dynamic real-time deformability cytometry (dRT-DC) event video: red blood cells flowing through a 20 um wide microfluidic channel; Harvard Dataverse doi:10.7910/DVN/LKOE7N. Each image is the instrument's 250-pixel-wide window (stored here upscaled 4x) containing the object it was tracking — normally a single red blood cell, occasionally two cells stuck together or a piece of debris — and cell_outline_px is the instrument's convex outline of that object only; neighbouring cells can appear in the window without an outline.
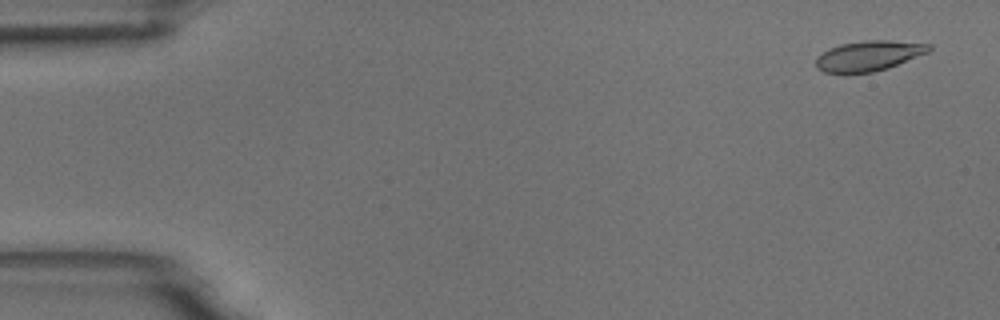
{"species": "common noctule bat (a hibernating species)", "species_latin": "Nyctalus noctula", "temperature_condition": "room temperature", "stored_images_in_passage": 55, "camera_frame_rate_fps": 3000, "um_per_image_px": 0.085, "animal": {"sex": "male", "body_mass_g": 18.8}, "frame": {"image": 1, "passage_image": 3, "time_ms": 0.667, "image_size_px": [1000, 320], "cell_outline_px": [[932, 48], [928, 52], [888, 68], [872, 72], [824, 72], [816, 68], [816, 56], [828, 48], [840, 44], [864, 40], [888, 40], [932, 44]], "centroid_in_image_um": [73.83, 4.72], "position_along_channel_um": 11.2, "area_um2": 19.83}}
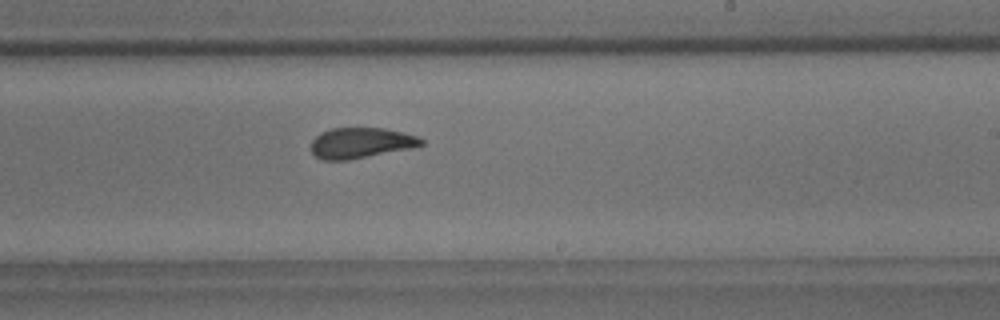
{"frame": {"image": 2, "passage_image": 33, "time_ms": 10.667, "image_size_px": [1000, 320], "cell_outline_px": [[424, 144], [412, 148], [348, 160], [324, 160], [316, 156], [312, 152], [312, 140], [320, 132], [332, 128], [384, 128], [404, 132], [416, 136], [424, 140]], "centroid_in_image_um": [30.68, 12.14], "position_along_channel_um": 258.3, "area_um2": 19.59}}
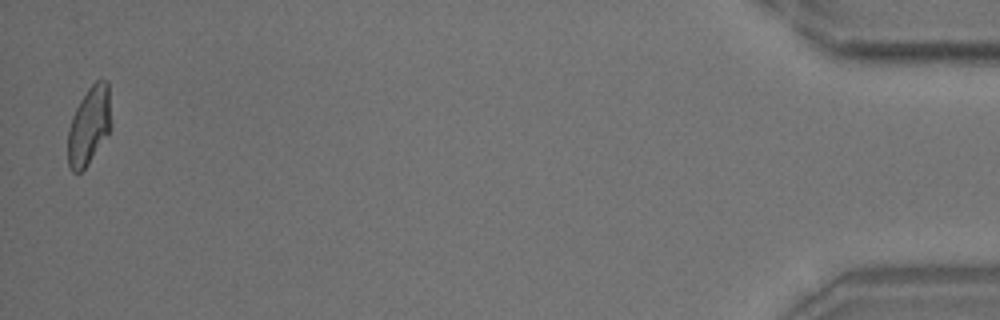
{"frame": {"image": 3, "passage_image": 54, "time_ms": 17.667, "image_size_px": [1000, 320], "cell_outline_px": [[112, 128], [88, 164], [80, 172], [72, 172], [68, 164], [68, 128], [72, 116], [80, 100], [88, 88], [96, 80], [108, 80]], "centroid_in_image_um": [7.58, 10.66], "position_along_channel_um": 427.6, "area_um2": 19.83}, "authors_computed_cell_mechanics": {"area_um2": 20.3456, "velocity_mm_per_s": 3.7094, "shape_relaxation_time_tau1_ms": 3.9331, "shape_relaxation_time_tau2_ms": 1.4604, "deformation_change_tau1": 0.1636, "deformation_change_tau2": 0.078}}